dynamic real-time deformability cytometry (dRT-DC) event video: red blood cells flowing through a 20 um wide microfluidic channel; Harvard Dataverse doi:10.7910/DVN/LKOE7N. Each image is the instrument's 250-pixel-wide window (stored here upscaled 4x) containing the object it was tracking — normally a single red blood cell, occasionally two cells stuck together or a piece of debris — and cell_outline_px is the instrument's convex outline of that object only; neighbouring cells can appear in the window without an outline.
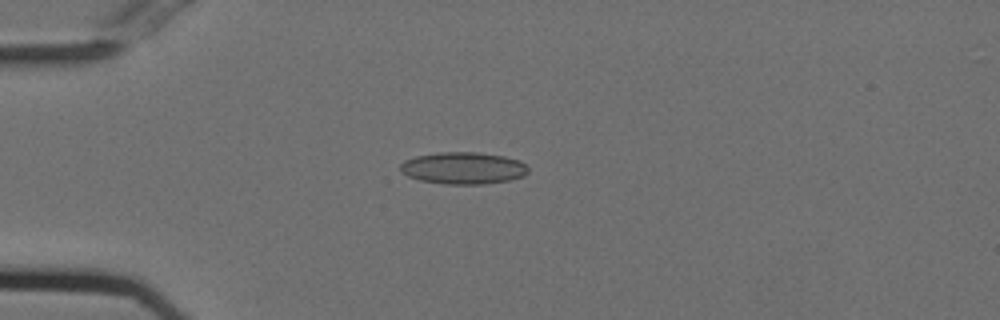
{"species": "Egyptian fruit bat (a non-hibernating species)", "species_latin": "Rousettus aegyptiacus", "temperature_condition": "cold", "stored_images_in_passage": 42, "camera_frame_rate_fps": 3000, "um_per_image_px": 0.085, "animal": {"sex": "female"}, "frame": {"image": 1, "passage_image": 2, "time_ms": 0.333, "image_size_px": [1000, 320], "cell_outline_px": [[528, 172], [524, 176], [508, 180], [484, 184], [444, 184], [420, 180], [408, 176], [400, 172], [400, 164], [404, 160], [416, 156], [440, 152], [476, 152], [504, 156], [520, 160], [528, 168]], "centroid_in_image_um": [39.36, 14.28], "position_along_channel_um": 45.6, "area_um2": 23.87}}
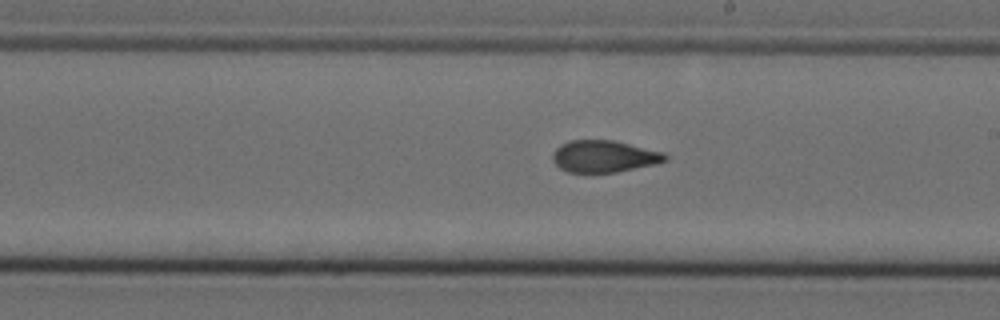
{"frame": {"image": 2, "passage_image": 19, "time_ms": 6.0, "image_size_px": [1000, 320], "cell_outline_px": [[668, 160], [656, 164], [616, 172], [568, 172], [560, 168], [552, 160], [552, 156], [556, 148], [560, 144], [572, 140], [612, 140], [664, 152], [668, 156]], "centroid_in_image_um": [51.36, 13.29], "position_along_channel_um": 237.6, "area_um2": 20.87}}
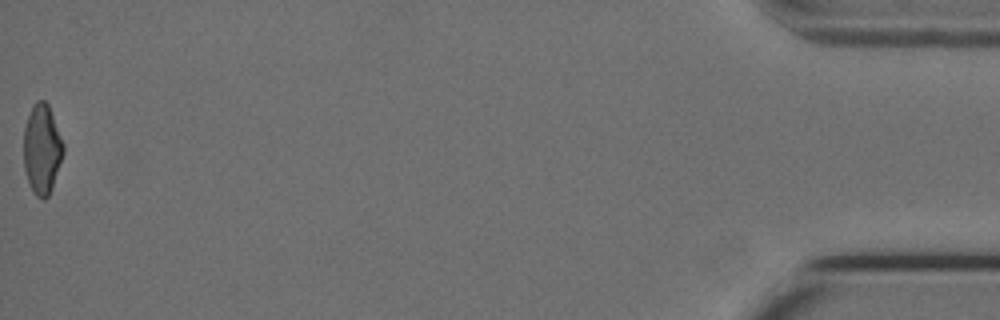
{"frame": {"image": 3, "passage_image": 42, "time_ms": 13.667, "image_size_px": [1000, 320], "cell_outline_px": [[64, 152], [52, 188], [48, 196], [44, 200], [36, 196], [32, 192], [24, 168], [24, 128], [32, 104], [36, 100], [44, 100], [48, 104], [64, 144]], "centroid_in_image_um": [3.57, 12.68], "position_along_channel_um": 431.6, "area_um2": 20.75}, "authors_computed_cell_mechanics": {"area_um2": 21.386, "velocity_mm_per_s": 3.7641, "shape_relaxation_time_tau1_ms": null, "shape_relaxation_time_tau2_ms": 1.5706, "deformation_change_tau1": null, "deformation_change_tau2": 0.0674}}